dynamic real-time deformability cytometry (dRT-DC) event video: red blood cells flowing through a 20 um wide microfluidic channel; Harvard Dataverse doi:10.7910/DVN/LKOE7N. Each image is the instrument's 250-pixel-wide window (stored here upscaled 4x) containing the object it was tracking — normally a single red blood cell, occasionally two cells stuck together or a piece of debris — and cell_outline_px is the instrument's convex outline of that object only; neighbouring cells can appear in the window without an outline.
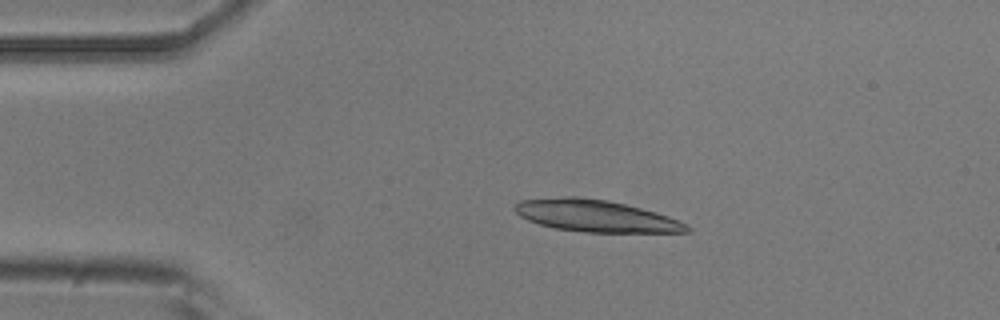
{"species": "common noctule bat (a hibernating species)", "species_latin": "Nyctalus noctula", "temperature_condition": "room temperature", "stored_images_in_passage": 4, "camera_frame_rate_fps": 3000, "um_per_image_px": 0.085, "animal": {"sex": "male", "body_mass_g": 20.5, "forearm_length_mm": 52.5}, "frame": {"image": 1, "passage_image": 3, "time_ms": 2.333, "image_size_px": [1000, 320], "cell_outline_px": [[692, 232], [584, 232], [556, 228], [540, 224], [528, 220], [520, 216], [516, 212], [516, 204], [520, 200], [564, 196], [576, 196], [608, 200], [656, 212], [680, 220], [688, 224], [692, 228]], "centroid_in_image_um": [50.69, 18.35], "position_along_channel_um": 34.3, "area_um2": 31.91}}